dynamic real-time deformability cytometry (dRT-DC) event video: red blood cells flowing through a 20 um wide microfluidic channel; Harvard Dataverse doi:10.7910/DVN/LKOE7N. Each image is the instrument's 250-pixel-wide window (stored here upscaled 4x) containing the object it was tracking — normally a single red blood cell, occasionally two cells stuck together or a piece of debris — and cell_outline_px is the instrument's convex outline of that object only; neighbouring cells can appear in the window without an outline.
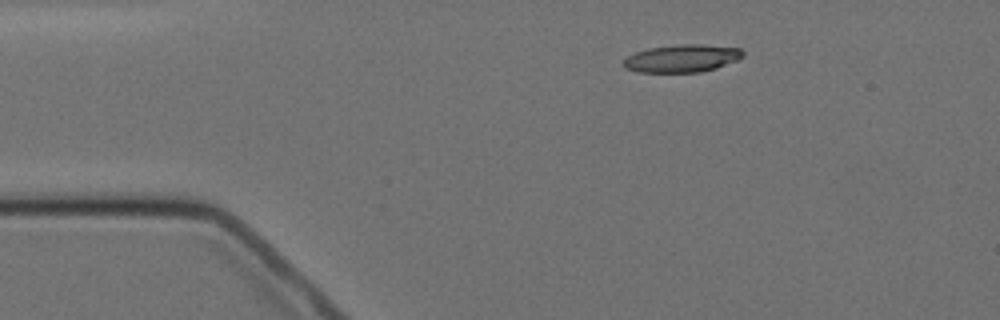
{"species": "Egyptian fruit bat (a non-hibernating species)", "species_latin": "Rousettus aegyptiacus", "temperature_condition": "cold", "stored_images_in_passage": 4, "camera_frame_rate_fps": 3000, "um_per_image_px": 0.085, "animal": {"sex": "female"}, "frame": {"image": 1, "passage_image": 3, "time_ms": 2.333, "image_size_px": [1000, 320], "cell_outline_px": [[744, 56], [736, 60], [716, 68], [700, 72], [636, 72], [624, 68], [620, 64], [628, 56], [636, 52], [648, 48], [680, 44], [700, 44], [740, 48], [744, 52]], "centroid_in_image_um": [57.93, 4.96], "position_along_channel_um": 27.1, "area_um2": 19.31}}